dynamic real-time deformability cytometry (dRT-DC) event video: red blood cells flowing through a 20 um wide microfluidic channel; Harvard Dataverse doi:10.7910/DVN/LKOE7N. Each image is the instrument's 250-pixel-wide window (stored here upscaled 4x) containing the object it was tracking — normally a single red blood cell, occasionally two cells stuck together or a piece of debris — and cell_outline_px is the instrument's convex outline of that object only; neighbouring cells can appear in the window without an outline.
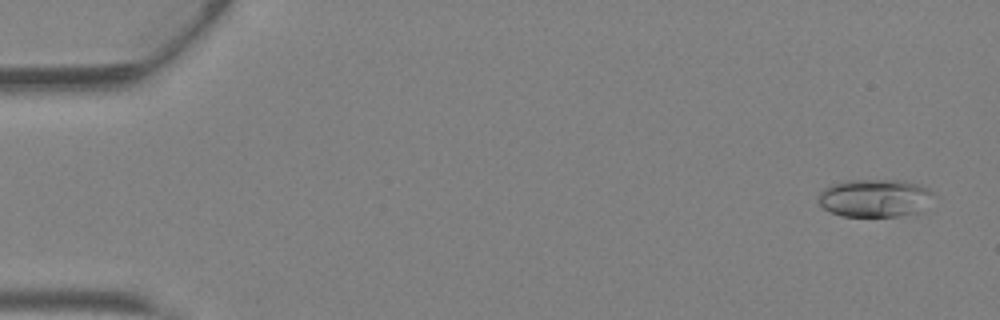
{"species": "Egyptian fruit bat (a non-hibernating species)", "species_latin": "Rousettus aegyptiacus", "temperature_condition": "warm", "stored_images_in_passage": 42, "camera_frame_rate_fps": 3000, "um_per_image_px": 0.085, "animal": {"sex": "female"}, "frame": {"image": 1, "passage_image": 2, "time_ms": 0.333, "image_size_px": [1000, 320], "cell_outline_px": [[936, 196], [924, 212], [900, 216], [840, 216], [828, 212], [820, 204], [816, 196], [824, 188], [832, 184], [844, 180], [904, 180], [928, 188]], "centroid_in_image_um": [74.4, 16.84], "position_along_channel_um": 10.6, "area_um2": 26.13}}
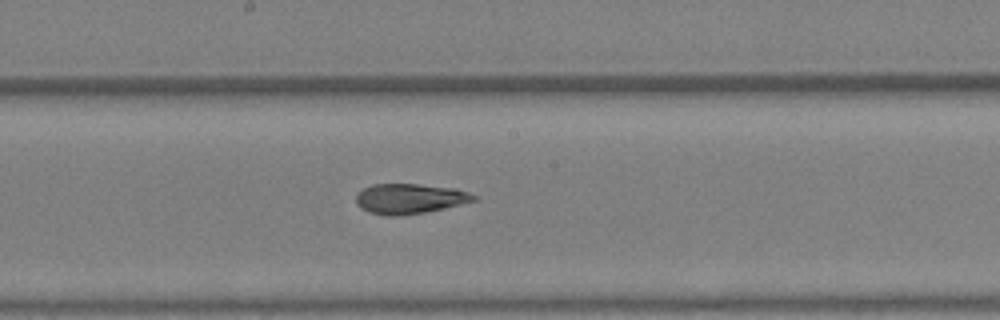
{"frame": {"image": 2, "passage_image": 23, "time_ms": 7.333, "image_size_px": [1000, 320], "cell_outline_px": [[480, 200], [444, 208], [424, 212], [392, 216], [388, 216], [368, 212], [360, 208], [356, 204], [356, 192], [372, 184], [416, 184], [456, 188], [480, 196]], "centroid_in_image_um": [34.85, 16.88], "position_along_channel_um": 213.4, "area_um2": 20.87}}
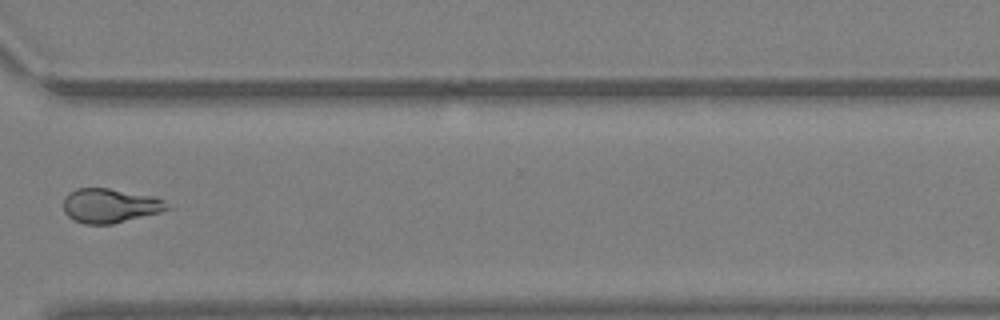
{"frame": {"image": 3, "passage_image": 32, "time_ms": 10.333, "image_size_px": [1000, 320], "cell_outline_px": [[172, 208], [160, 212], [112, 224], [84, 224], [68, 216], [64, 212], [64, 196], [68, 192], [76, 188], [108, 188], [156, 196], [164, 200]], "centroid_in_image_um": [9.36, 17.47], "position_along_channel_um": 361.2, "area_um2": 20.87}, "authors_computed_cell_mechanics": {"area_um2": 21.7039, "velocity_mm_per_s": 4.9372, "shape_relaxation_time_tau1_ms": null, "shape_relaxation_time_tau2_ms": 2.4464, "deformation_change_tau1": null, "deformation_change_tau2": 0.0961}}